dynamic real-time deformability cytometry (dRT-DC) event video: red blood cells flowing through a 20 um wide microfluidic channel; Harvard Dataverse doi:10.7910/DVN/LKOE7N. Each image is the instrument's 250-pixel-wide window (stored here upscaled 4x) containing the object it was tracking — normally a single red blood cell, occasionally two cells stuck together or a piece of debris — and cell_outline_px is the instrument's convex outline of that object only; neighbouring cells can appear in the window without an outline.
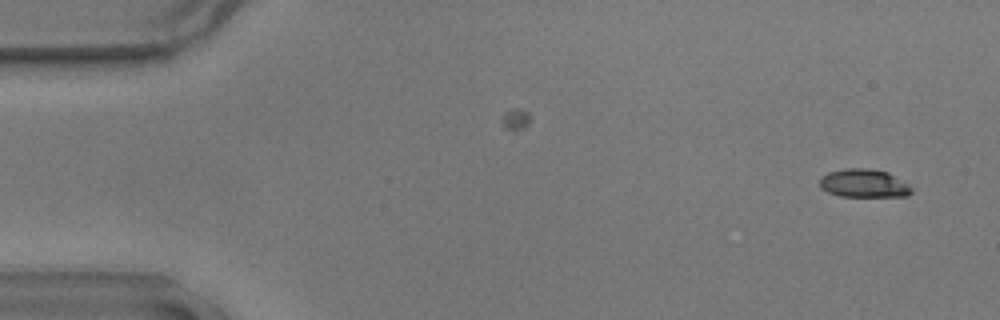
{"species": "common noctule bat (a hibernating species)", "species_latin": "Nyctalus noctula", "temperature_condition": "warm", "stored_images_in_passage": 11, "camera_frame_rate_fps": 3000, "um_per_image_px": 0.085, "animal": {"sex": "male", "body_mass_g": 17.9}, "frame": {"image": 1, "passage_image": 3, "time_ms": 0.667, "image_size_px": [1000, 320], "cell_outline_px": [[912, 192], [908, 196], [840, 196], [828, 192], [820, 188], [820, 176], [828, 172], [848, 168], [868, 168], [888, 172], [908, 184], [912, 188]], "centroid_in_image_um": [73.42, 15.58], "position_along_channel_um": 11.6, "area_um2": 15.14}}